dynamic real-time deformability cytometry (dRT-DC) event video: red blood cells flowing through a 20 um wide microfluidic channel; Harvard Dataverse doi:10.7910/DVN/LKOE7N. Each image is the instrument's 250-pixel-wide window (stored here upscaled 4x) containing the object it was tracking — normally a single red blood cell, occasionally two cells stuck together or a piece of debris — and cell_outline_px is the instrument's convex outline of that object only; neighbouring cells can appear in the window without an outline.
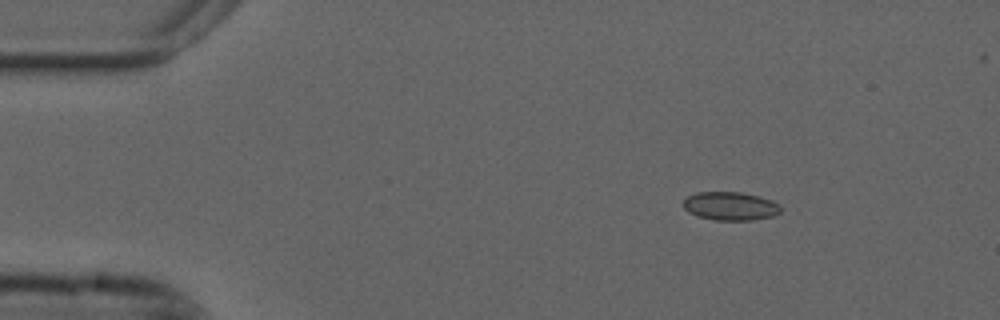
{"species": "common noctule bat (a hibernating species)", "species_latin": "Nyctalus noctula", "temperature_condition": "cold", "stored_images_in_passage": 48, "camera_frame_rate_fps": 3000, "um_per_image_px": 0.085, "animal": {"sex": "male", "forearm_length_mm": 52.5}, "frame": {"image": 1, "passage_image": 1, "time_ms": 0.0, "image_size_px": [1000, 320], "cell_outline_px": [[780, 212], [772, 216], [752, 220], [716, 220], [700, 216], [688, 212], [684, 208], [684, 200], [688, 196], [696, 192], [740, 192], [772, 200], [780, 204]], "centroid_in_image_um": [62.08, 17.51], "position_along_channel_um": 22.9, "area_um2": 15.95}}
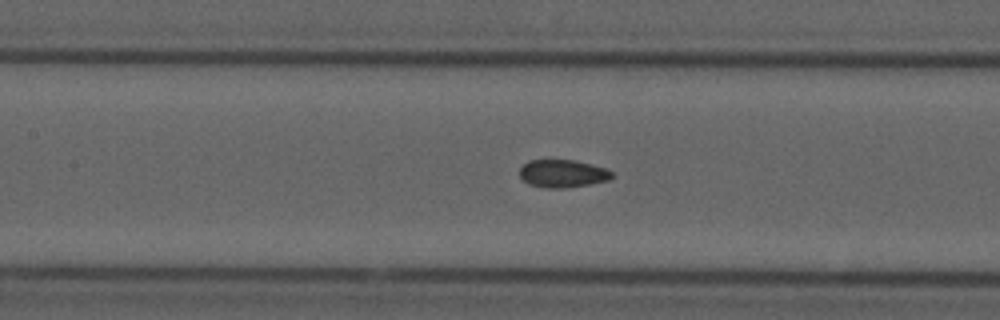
{"frame": {"image": 2, "passage_image": 18, "time_ms": 5.667, "image_size_px": [1000, 320], "cell_outline_px": [[616, 176], [608, 180], [588, 184], [564, 188], [548, 188], [528, 184], [520, 176], [520, 168], [528, 160], [576, 160], [592, 164], [604, 168], [612, 172]], "centroid_in_image_um": [47.83, 14.74], "position_along_channel_um": 159.6, "area_um2": 14.91}}
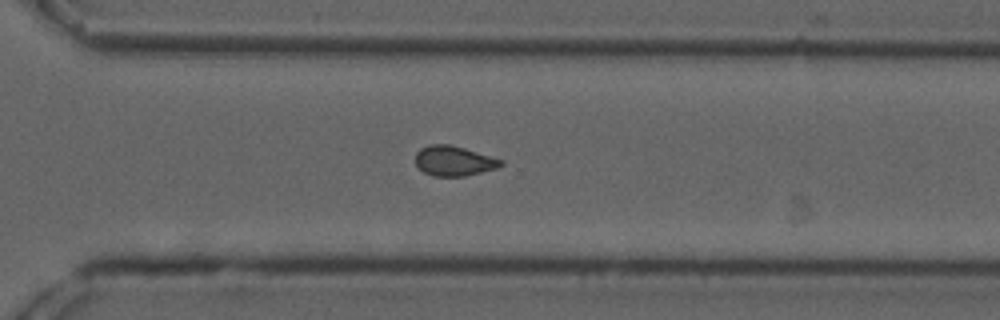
{"frame": {"image": 3, "passage_image": 32, "time_ms": 10.333, "image_size_px": [1000, 320], "cell_outline_px": [[504, 164], [496, 168], [464, 176], [432, 176], [424, 172], [416, 164], [416, 152], [420, 148], [432, 144], [448, 144], [464, 148], [504, 160]], "centroid_in_image_um": [38.58, 13.67], "position_along_channel_um": 332.0, "area_um2": 14.8}, "authors_computed_cell_mechanics": {"area_um2": 15.2014, "velocity_mm_per_s": 3.7064, "shape_relaxation_time_tau1_ms": null, "shape_relaxation_time_tau2_ms": 1.2248, "deformation_change_tau1": null, "deformation_change_tau2": 0.0321}}